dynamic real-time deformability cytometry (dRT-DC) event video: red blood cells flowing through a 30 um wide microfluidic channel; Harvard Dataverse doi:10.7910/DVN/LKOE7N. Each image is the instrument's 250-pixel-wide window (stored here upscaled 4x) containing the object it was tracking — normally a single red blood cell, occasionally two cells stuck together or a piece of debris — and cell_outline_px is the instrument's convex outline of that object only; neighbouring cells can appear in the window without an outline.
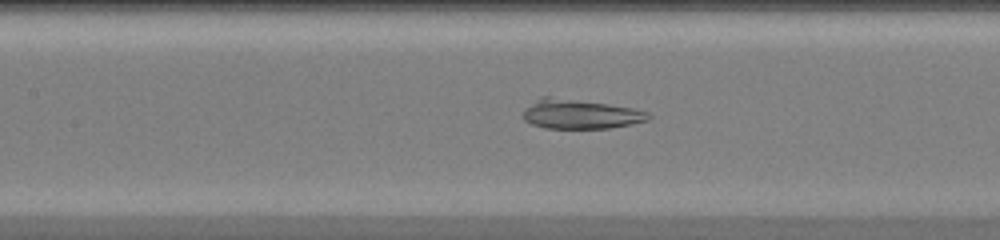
{"species": "common noctule bat (a hibernating species)", "species_latin": "Nyctalus noctula", "temperature_condition": "warm", "stored_images_in_passage": 48, "camera_frame_rate_fps": 3000, "um_per_image_px": 0.085, "animal": {"sex": "female", "body_mass_g": 20.0, "forearm_length_mm": 54.0}, "frame": {"image": 1, "passage_image": 23, "time_ms": 7.333, "image_size_px": [1000, 240], "cell_outline_px": [[652, 116], [648, 120], [632, 124], [608, 128], [544, 128], [532, 124], [524, 120], [520, 116], [524, 108], [540, 96], [548, 96], [608, 104], [632, 108], [648, 112]], "centroid_in_image_um": [49.27, 9.7], "position_along_channel_um": 158.1, "area_um2": 21.62}}
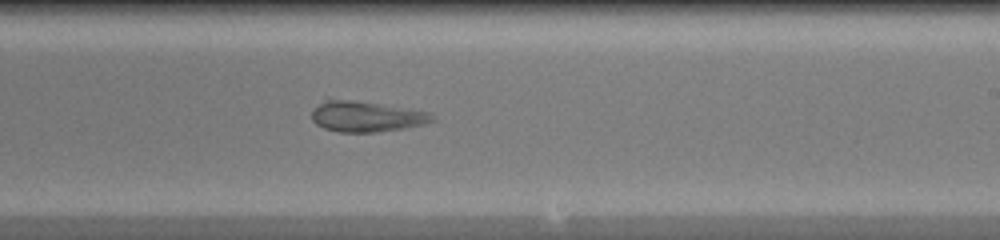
{"frame": {"image": 2, "passage_image": 30, "time_ms": 9.667, "image_size_px": [1000, 240], "cell_outline_px": [[436, 120], [424, 124], [404, 128], [376, 132], [336, 132], [324, 128], [316, 124], [312, 120], [312, 112], [328, 96], [432, 112], [436, 116]], "centroid_in_image_um": [31.14, 9.88], "position_along_channel_um": 257.9, "area_um2": 21.85}}
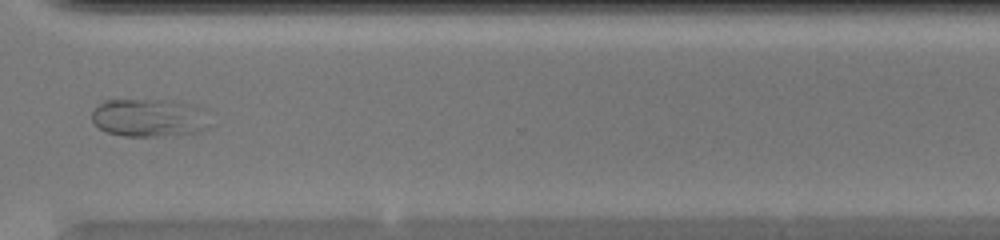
{"frame": {"image": 3, "passage_image": 37, "time_ms": 12.0, "image_size_px": [1000, 240], "cell_outline_px": [[208, 128], [200, 132], [160, 136], [124, 136], [108, 132], [100, 128], [92, 120], [92, 112], [104, 100], [176, 100], [192, 104], [200, 108], [208, 124]], "centroid_in_image_um": [12.67, 10.01], "position_along_channel_um": 357.9, "area_um2": 25.95}}